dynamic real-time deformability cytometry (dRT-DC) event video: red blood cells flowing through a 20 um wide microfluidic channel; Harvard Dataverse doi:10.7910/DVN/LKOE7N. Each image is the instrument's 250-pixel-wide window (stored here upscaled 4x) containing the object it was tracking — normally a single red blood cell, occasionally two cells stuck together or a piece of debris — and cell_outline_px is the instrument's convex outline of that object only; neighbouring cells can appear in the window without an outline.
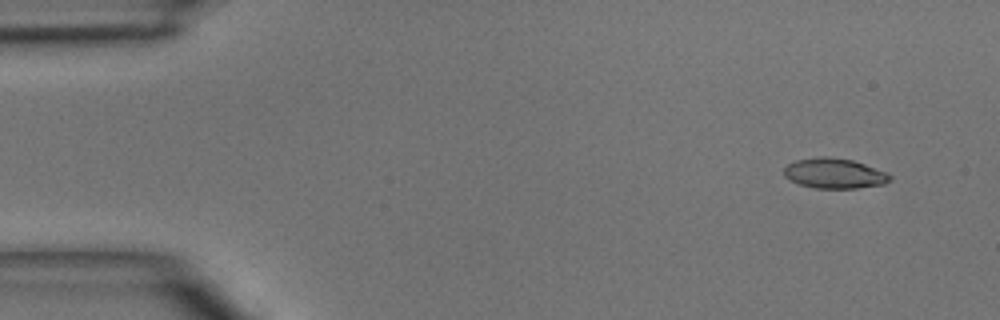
{"species": "common noctule bat (a hibernating species)", "species_latin": "Nyctalus noctula", "temperature_condition": "room temperature", "stored_images_in_passage": 3, "camera_frame_rate_fps": 3000, "um_per_image_px": 0.085, "animal": {"sex": "male", "body_mass_g": 15.6}, "frame": {"image": 1, "passage_image": 1, "time_ms": 0.0, "image_size_px": [1000, 320], "cell_outline_px": [[892, 180], [884, 184], [856, 188], [816, 188], [800, 184], [784, 176], [784, 168], [788, 164], [796, 160], [820, 156], [824, 156], [852, 160], [888, 172], [892, 176]], "centroid_in_image_um": [70.96, 14.73], "position_along_channel_um": 14.0, "area_um2": 18.55}}